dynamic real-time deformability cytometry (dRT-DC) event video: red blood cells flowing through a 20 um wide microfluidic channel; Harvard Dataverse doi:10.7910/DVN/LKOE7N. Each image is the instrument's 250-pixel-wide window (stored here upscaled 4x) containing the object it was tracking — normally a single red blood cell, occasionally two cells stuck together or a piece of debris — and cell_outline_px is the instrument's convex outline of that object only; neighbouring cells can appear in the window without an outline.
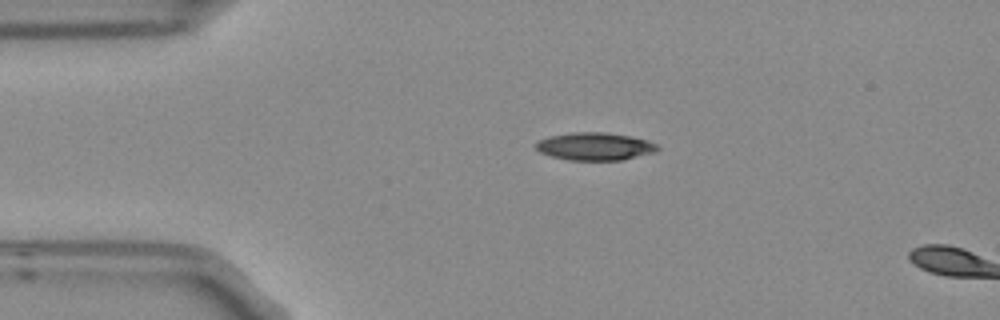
{"species": "Egyptian fruit bat (a non-hibernating species)", "species_latin": "Rousettus aegyptiacus", "temperature_condition": "room temperature", "stored_images_in_passage": 2, "camera_frame_rate_fps": 3000, "um_per_image_px": 0.085, "frame": {"image": 1, "passage_image": 1, "time_ms": 0.0, "image_size_px": [1000, 320], "cell_outline_px": [[660, 148], [656, 152], [620, 160], [568, 160], [552, 156], [540, 152], [536, 148], [536, 140], [548, 136], [572, 132], [608, 132], [632, 136], [648, 140], [656, 144]], "centroid_in_image_um": [50.57, 12.43], "position_along_channel_um": 34.4, "area_um2": 19.83}}